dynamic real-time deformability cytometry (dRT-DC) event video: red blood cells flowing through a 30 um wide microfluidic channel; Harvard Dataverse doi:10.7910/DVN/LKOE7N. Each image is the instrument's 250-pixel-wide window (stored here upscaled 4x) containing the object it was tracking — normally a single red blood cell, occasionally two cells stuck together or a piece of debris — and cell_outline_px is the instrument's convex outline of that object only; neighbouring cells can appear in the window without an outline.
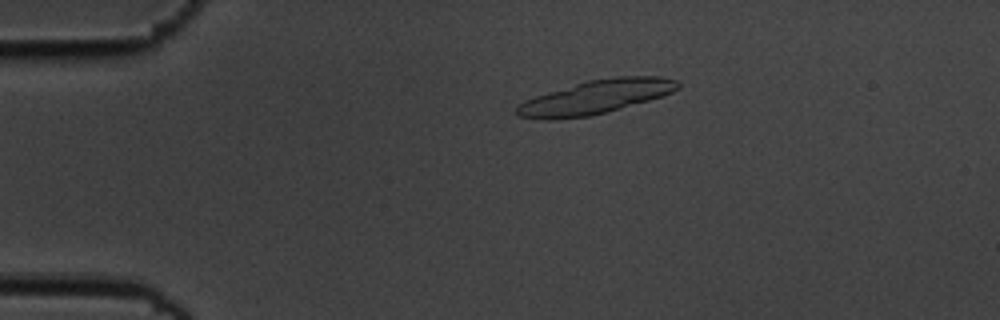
{"species": "common noctule bat (a hibernating species)", "species_latin": "Nyctalus noctula", "temperature_condition": "cold", "stored_images_in_passage": 8, "camera_frame_rate_fps": 3000, "um_per_image_px": 0.085, "animal": {"sex": "male", "body_mass_g": 19.5, "forearm_length_mm": 54.6}, "frame": {"image": 1, "passage_image": 4, "time_ms": 1.0, "image_size_px": [1000, 320], "cell_outline_px": [[680, 88], [672, 92], [648, 100], [620, 108], [588, 116], [548, 120], [520, 116], [516, 112], [516, 104], [524, 100], [548, 92], [588, 80], [616, 76], [660, 76], [676, 80], [680, 84]], "centroid_in_image_um": [50.63, 8.23], "position_along_channel_um": 34.4, "area_um2": 31.33}}